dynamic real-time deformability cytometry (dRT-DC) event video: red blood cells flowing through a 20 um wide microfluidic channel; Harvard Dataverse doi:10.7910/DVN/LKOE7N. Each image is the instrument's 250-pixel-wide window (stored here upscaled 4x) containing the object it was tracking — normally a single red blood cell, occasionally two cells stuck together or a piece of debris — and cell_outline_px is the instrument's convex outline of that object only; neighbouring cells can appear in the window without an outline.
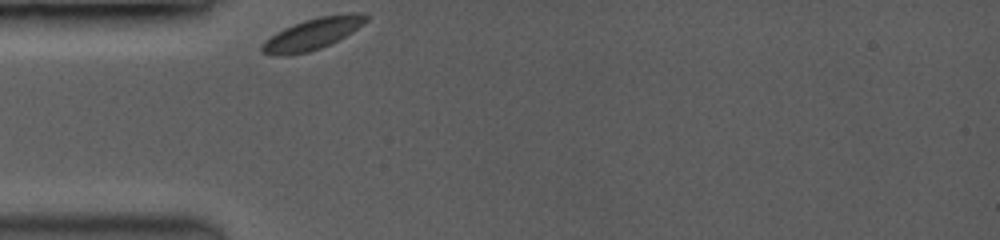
{"species": "common noctule bat (a hibernating species)", "species_latin": "Nyctalus noctula", "temperature_condition": "room temperature", "stored_images_in_passage": 30, "camera_frame_rate_fps": 3500, "um_per_image_px": 0.085, "animal": {"sex": "female", "body_mass_g": 19.0, "forearm_length_mm": 53.3}, "frame": {"image": 1, "passage_image": 1, "time_ms": 0.0, "image_size_px": [1000, 240], "cell_outline_px": [[368, 20], [344, 36], [320, 48], [308, 52], [284, 56], [272, 56], [260, 52], [260, 44], [264, 40], [276, 32], [284, 28], [304, 20], [320, 16], [348, 12], [364, 12], [368, 16]], "centroid_in_image_um": [26.5, 2.88], "position_along_channel_um": 58.5, "area_um2": 19.13}}
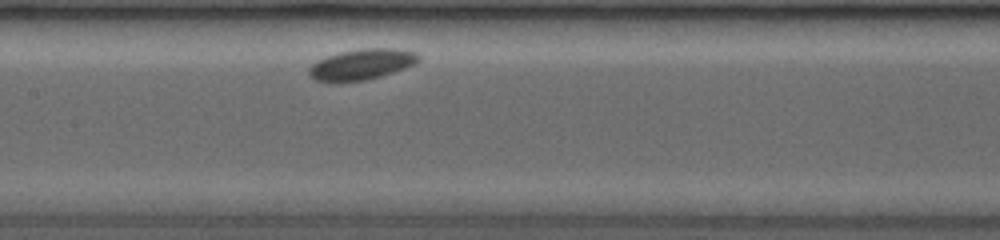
{"frame": {"image": 2, "passage_image": 11, "time_ms": 3.429, "image_size_px": [1000, 240], "cell_outline_px": [[420, 60], [416, 64], [380, 76], [364, 80], [316, 80], [308, 72], [308, 68], [316, 60], [340, 52], [360, 48], [396, 48], [416, 52], [420, 56]], "centroid_in_image_um": [30.8, 5.43], "position_along_channel_um": 176.6, "area_um2": 19.25}}
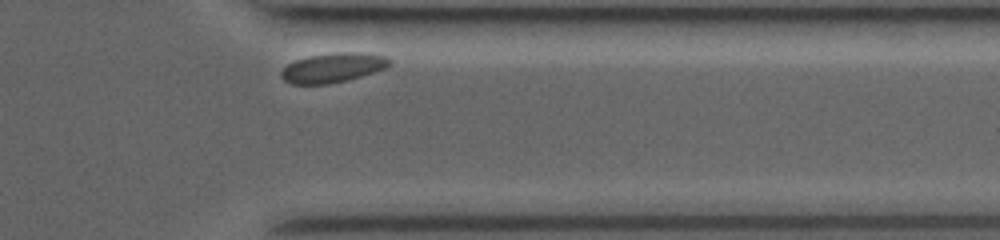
{"frame": {"image": 3, "passage_image": 28, "time_ms": 9.143, "image_size_px": [1000, 240], "cell_outline_px": [[392, 64], [384, 68], [348, 80], [328, 84], [292, 84], [284, 80], [280, 76], [280, 72], [288, 64], [296, 60], [308, 56], [332, 52], [372, 52], [388, 56], [392, 60]], "centroid_in_image_um": [28.34, 5.73], "position_along_channel_um": 383.1, "area_um2": 18.9}}